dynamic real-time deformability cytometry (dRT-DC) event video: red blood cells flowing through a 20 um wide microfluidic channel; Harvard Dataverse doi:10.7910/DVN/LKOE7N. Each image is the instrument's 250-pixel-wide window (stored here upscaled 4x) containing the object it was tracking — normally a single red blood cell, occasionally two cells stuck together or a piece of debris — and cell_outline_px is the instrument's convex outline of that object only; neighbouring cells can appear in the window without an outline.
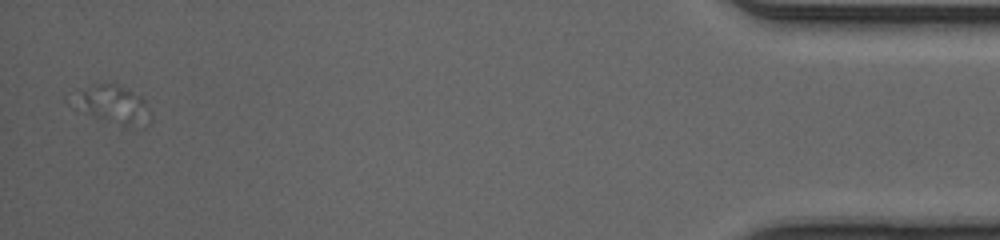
{"species": "human", "species_latin": "Homo sapiens", "temperature_condition": "cold", "stored_images_in_passage": 38, "camera_frame_rate_fps": 3000, "um_per_image_px": 0.085, "donor": {"sex": "male"}, "frame": {"image": 1, "passage_image": 38, "time_ms": 12.333, "image_size_px": [1000, 240], "cell_outline_px": [[152, 120], [144, 128], [132, 128], [96, 116], [76, 108], [64, 100], [64, 96], [68, 92], [96, 84], [116, 84], [128, 88], [140, 96], [144, 100], [152, 116]], "centroid_in_image_um": [9.5, 8.87], "position_along_channel_um": 425.7, "area_um2": 18.03}}